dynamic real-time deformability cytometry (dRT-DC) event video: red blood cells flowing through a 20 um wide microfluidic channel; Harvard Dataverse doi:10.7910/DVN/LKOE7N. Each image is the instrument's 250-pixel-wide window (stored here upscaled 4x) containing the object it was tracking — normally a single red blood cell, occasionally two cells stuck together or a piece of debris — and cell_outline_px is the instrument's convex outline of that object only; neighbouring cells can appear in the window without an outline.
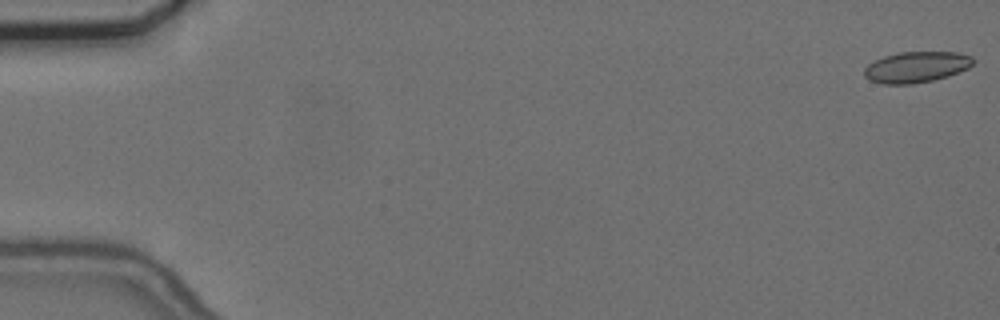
{"species": "common noctule bat (a hibernating species)", "species_latin": "Nyctalus noctula", "temperature_condition": "cold", "stored_images_in_passage": 56, "camera_frame_rate_fps": 3000, "um_per_image_px": 0.085, "animal": {"sex": "female", "body_mass_g": 24.6, "forearm_length_mm": 56.2}, "frame": {"image": 1, "passage_image": 1, "time_ms": 0.0, "image_size_px": [1000, 320], "cell_outline_px": [[976, 60], [968, 68], [948, 76], [932, 80], [912, 84], [884, 84], [868, 80], [864, 76], [864, 68], [868, 64], [884, 56], [900, 52], [956, 52], [972, 56]], "centroid_in_image_um": [77.88, 5.7], "position_along_channel_um": 7.1, "area_um2": 19.65}}
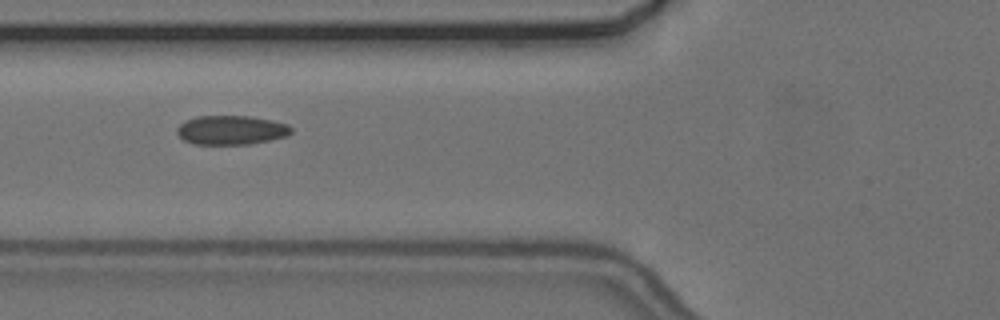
{"frame": {"image": 2, "passage_image": 22, "time_ms": 7.0, "image_size_px": [1000, 320], "cell_outline_px": [[292, 132], [288, 136], [248, 144], [196, 144], [184, 140], [176, 132], [176, 128], [180, 124], [196, 116], [248, 116], [272, 120], [288, 124], [292, 128]], "centroid_in_image_um": [19.67, 11.05], "position_along_channel_um": 106.1, "area_um2": 19.31}}
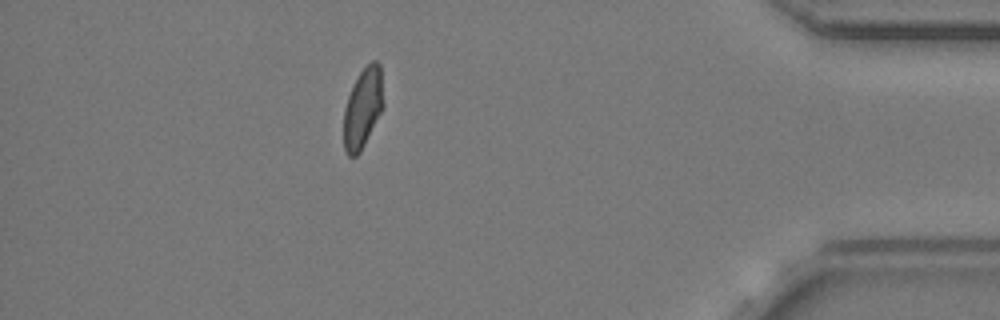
{"frame": {"image": 3, "passage_image": 50, "time_ms": 16.333, "image_size_px": [1000, 320], "cell_outline_px": [[384, 108], [360, 152], [356, 156], [348, 156], [344, 148], [344, 108], [352, 84], [360, 72], [372, 60], [376, 60], [380, 64], [384, 104]], "centroid_in_image_um": [30.85, 9.17], "position_along_channel_um": 404.3, "area_um2": 18.67}, "authors_computed_cell_mechanics": {"area_um2": 19.3919, "velocity_mm_per_s": 3.6786, "shape_relaxation_time_tau1_ms": null, "shape_relaxation_time_tau2_ms": 1.7135, "deformation_change_tau1": null, "deformation_change_tau2": 0.0667}}